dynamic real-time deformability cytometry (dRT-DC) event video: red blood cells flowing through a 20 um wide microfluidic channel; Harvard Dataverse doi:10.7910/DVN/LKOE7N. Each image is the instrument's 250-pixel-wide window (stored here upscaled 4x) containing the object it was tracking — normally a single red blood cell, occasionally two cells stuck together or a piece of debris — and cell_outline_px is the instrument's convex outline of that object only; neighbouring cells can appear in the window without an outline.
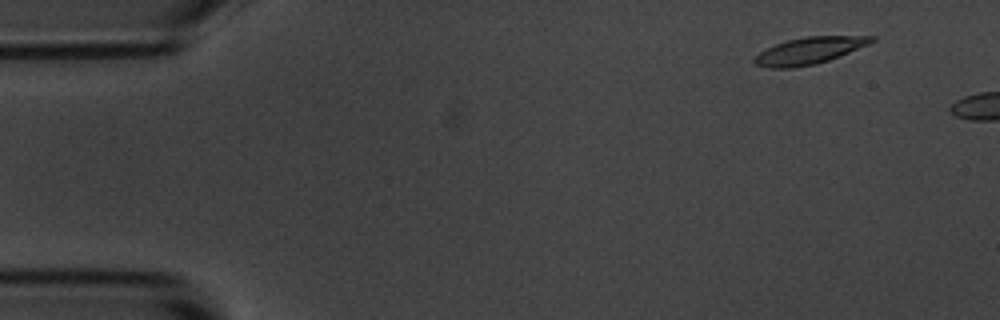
{"species": "common noctule bat (a hibernating species)", "species_latin": "Nyctalus noctula", "temperature_condition": "room temperature", "stored_images_in_passage": 3, "camera_frame_rate_fps": 3000, "um_per_image_px": 0.085, "animal": {"sex": "male", "body_mass_g": 20.1, "forearm_length_mm": 53.5}, "frame": {"image": 1, "passage_image": 2, "time_ms": 1.0, "image_size_px": [1000, 320], "cell_outline_px": [[876, 40], [868, 44], [840, 56], [816, 64], [792, 68], [768, 68], [756, 64], [752, 60], [760, 52], [776, 44], [788, 40], [804, 36], [876, 36]], "centroid_in_image_um": [68.79, 4.31], "position_along_channel_um": 16.2, "area_um2": 18.15}}